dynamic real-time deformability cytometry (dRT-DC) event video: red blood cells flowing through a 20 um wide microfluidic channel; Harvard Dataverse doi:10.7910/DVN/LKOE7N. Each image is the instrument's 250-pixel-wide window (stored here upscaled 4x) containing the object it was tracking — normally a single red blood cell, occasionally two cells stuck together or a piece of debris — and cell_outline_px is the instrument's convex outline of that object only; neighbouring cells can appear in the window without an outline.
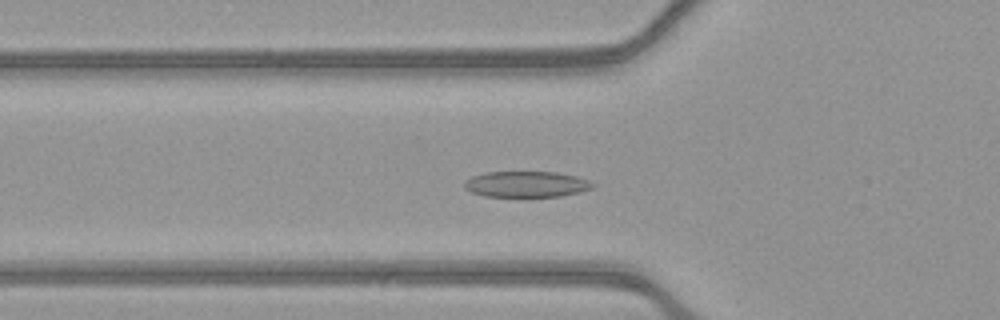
{"species": "common noctule bat (a hibernating species)", "species_latin": "Nyctalus noctula", "temperature_condition": "warm", "stored_images_in_passage": 53, "camera_frame_rate_fps": 3000, "um_per_image_px": 0.085, "animal": {"sex": "female", "body_mass_g": 21.9}, "frame": {"image": 1, "passage_image": 18, "time_ms": 5.667, "image_size_px": [1000, 320], "cell_outline_px": [[596, 184], [592, 188], [580, 192], [560, 196], [484, 196], [472, 192], [464, 188], [464, 180], [472, 176], [484, 172], [556, 172], [576, 176], [588, 180]], "centroid_in_image_um": [44.73, 15.65], "position_along_channel_um": 81.1, "area_um2": 19.36}}
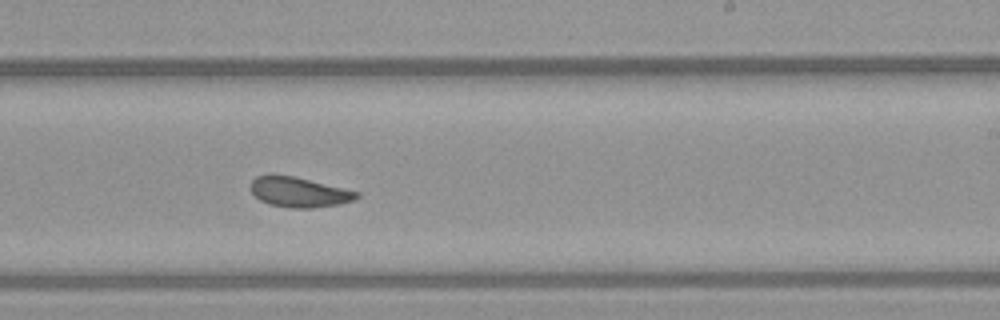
{"frame": {"image": 2, "passage_image": 32, "time_ms": 10.333, "image_size_px": [1000, 320], "cell_outline_px": [[360, 196], [356, 200], [336, 204], [312, 208], [292, 208], [268, 204], [260, 200], [252, 192], [252, 180], [256, 176], [272, 172], [292, 176], [360, 192]], "centroid_in_image_um": [25.39, 16.31], "position_along_channel_um": 263.6, "area_um2": 18.61}}
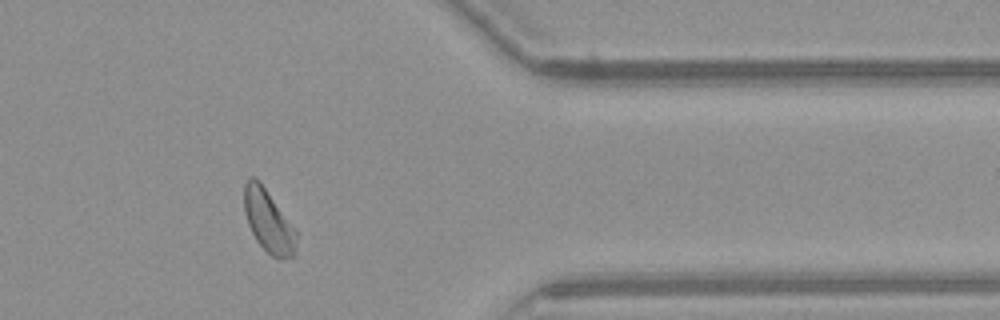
{"frame": {"image": 3, "passage_image": 43, "time_ms": 14.0, "image_size_px": [1000, 320], "cell_outline_px": [[296, 236], [292, 256], [280, 260], [272, 256], [256, 240], [248, 224], [244, 212], [244, 184], [252, 176], [256, 176], [260, 180], [296, 228]], "centroid_in_image_um": [22.8, 18.74], "position_along_channel_um": 388.6, "area_um2": 19.07}, "authors_computed_cell_mechanics": {"area_um2": 19.5942, "velocity_mm_per_s": 3.8883, "shape_relaxation_time_tau1_ms": 2.4368, "shape_relaxation_time_tau2_ms": 1.753, "deformation_change_tau1": 0.1018, "deformation_change_tau2": 0.0894}}